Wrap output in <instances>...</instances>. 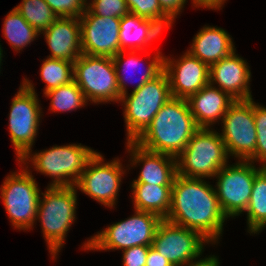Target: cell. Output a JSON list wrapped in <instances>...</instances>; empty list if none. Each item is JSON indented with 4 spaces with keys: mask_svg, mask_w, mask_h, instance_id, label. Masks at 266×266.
Wrapping results in <instances>:
<instances>
[{
    "mask_svg": "<svg viewBox=\"0 0 266 266\" xmlns=\"http://www.w3.org/2000/svg\"><path fill=\"white\" fill-rule=\"evenodd\" d=\"M226 218L212 186L201 178L176 175L165 220L195 230L209 242L218 239Z\"/></svg>",
    "mask_w": 266,
    "mask_h": 266,
    "instance_id": "obj_1",
    "label": "cell"
},
{
    "mask_svg": "<svg viewBox=\"0 0 266 266\" xmlns=\"http://www.w3.org/2000/svg\"><path fill=\"white\" fill-rule=\"evenodd\" d=\"M198 129L187 100L172 97L134 142L146 150L177 158Z\"/></svg>",
    "mask_w": 266,
    "mask_h": 266,
    "instance_id": "obj_2",
    "label": "cell"
},
{
    "mask_svg": "<svg viewBox=\"0 0 266 266\" xmlns=\"http://www.w3.org/2000/svg\"><path fill=\"white\" fill-rule=\"evenodd\" d=\"M177 157L178 175L204 178L216 176L227 164L228 152L220 134L199 128Z\"/></svg>",
    "mask_w": 266,
    "mask_h": 266,
    "instance_id": "obj_3",
    "label": "cell"
},
{
    "mask_svg": "<svg viewBox=\"0 0 266 266\" xmlns=\"http://www.w3.org/2000/svg\"><path fill=\"white\" fill-rule=\"evenodd\" d=\"M172 98L167 73L163 70L154 79L121 96L124 102V118L127 125L128 141H135L150 125L162 106Z\"/></svg>",
    "mask_w": 266,
    "mask_h": 266,
    "instance_id": "obj_4",
    "label": "cell"
},
{
    "mask_svg": "<svg viewBox=\"0 0 266 266\" xmlns=\"http://www.w3.org/2000/svg\"><path fill=\"white\" fill-rule=\"evenodd\" d=\"M74 186L49 187L39 198L37 217L41 220L43 235L53 258L62 247L64 238L75 220L76 192Z\"/></svg>",
    "mask_w": 266,
    "mask_h": 266,
    "instance_id": "obj_5",
    "label": "cell"
},
{
    "mask_svg": "<svg viewBox=\"0 0 266 266\" xmlns=\"http://www.w3.org/2000/svg\"><path fill=\"white\" fill-rule=\"evenodd\" d=\"M135 215L112 224L85 243L86 249H128L134 246H152L155 232L163 220L158 215L136 210Z\"/></svg>",
    "mask_w": 266,
    "mask_h": 266,
    "instance_id": "obj_6",
    "label": "cell"
},
{
    "mask_svg": "<svg viewBox=\"0 0 266 266\" xmlns=\"http://www.w3.org/2000/svg\"><path fill=\"white\" fill-rule=\"evenodd\" d=\"M74 81L92 102L120 101L113 59L81 54L74 62Z\"/></svg>",
    "mask_w": 266,
    "mask_h": 266,
    "instance_id": "obj_7",
    "label": "cell"
},
{
    "mask_svg": "<svg viewBox=\"0 0 266 266\" xmlns=\"http://www.w3.org/2000/svg\"><path fill=\"white\" fill-rule=\"evenodd\" d=\"M95 153L92 149L81 146V144L55 146L36 153L31 161L33 160V165L37 171L55 177L50 187H68L75 186Z\"/></svg>",
    "mask_w": 266,
    "mask_h": 266,
    "instance_id": "obj_8",
    "label": "cell"
},
{
    "mask_svg": "<svg viewBox=\"0 0 266 266\" xmlns=\"http://www.w3.org/2000/svg\"><path fill=\"white\" fill-rule=\"evenodd\" d=\"M19 89L12 100L9 131L18 159L24 163L30 157L28 155L37 135L41 110L32 83L24 79Z\"/></svg>",
    "mask_w": 266,
    "mask_h": 266,
    "instance_id": "obj_9",
    "label": "cell"
},
{
    "mask_svg": "<svg viewBox=\"0 0 266 266\" xmlns=\"http://www.w3.org/2000/svg\"><path fill=\"white\" fill-rule=\"evenodd\" d=\"M5 209L14 227L29 229L37 217L39 188L30 172L8 176L1 187Z\"/></svg>",
    "mask_w": 266,
    "mask_h": 266,
    "instance_id": "obj_10",
    "label": "cell"
},
{
    "mask_svg": "<svg viewBox=\"0 0 266 266\" xmlns=\"http://www.w3.org/2000/svg\"><path fill=\"white\" fill-rule=\"evenodd\" d=\"M253 99L236 100L223 116L220 136L228 154L249 161L255 154L257 131L253 115Z\"/></svg>",
    "mask_w": 266,
    "mask_h": 266,
    "instance_id": "obj_11",
    "label": "cell"
},
{
    "mask_svg": "<svg viewBox=\"0 0 266 266\" xmlns=\"http://www.w3.org/2000/svg\"><path fill=\"white\" fill-rule=\"evenodd\" d=\"M222 167L218 177L216 195L223 213L228 217L245 211L252 194L256 174L263 168H255L252 162L243 161L234 166Z\"/></svg>",
    "mask_w": 266,
    "mask_h": 266,
    "instance_id": "obj_12",
    "label": "cell"
},
{
    "mask_svg": "<svg viewBox=\"0 0 266 266\" xmlns=\"http://www.w3.org/2000/svg\"><path fill=\"white\" fill-rule=\"evenodd\" d=\"M203 241L208 242L199 232L163 219L155 232L152 247L173 266H182L189 265L202 253Z\"/></svg>",
    "mask_w": 266,
    "mask_h": 266,
    "instance_id": "obj_13",
    "label": "cell"
},
{
    "mask_svg": "<svg viewBox=\"0 0 266 266\" xmlns=\"http://www.w3.org/2000/svg\"><path fill=\"white\" fill-rule=\"evenodd\" d=\"M120 160L103 163L99 153L89 160L81 173L76 187L102 204L113 207L119 190L121 175L124 173Z\"/></svg>",
    "mask_w": 266,
    "mask_h": 266,
    "instance_id": "obj_14",
    "label": "cell"
},
{
    "mask_svg": "<svg viewBox=\"0 0 266 266\" xmlns=\"http://www.w3.org/2000/svg\"><path fill=\"white\" fill-rule=\"evenodd\" d=\"M79 20L82 54L113 58L119 53L121 18L100 17L86 8Z\"/></svg>",
    "mask_w": 266,
    "mask_h": 266,
    "instance_id": "obj_15",
    "label": "cell"
},
{
    "mask_svg": "<svg viewBox=\"0 0 266 266\" xmlns=\"http://www.w3.org/2000/svg\"><path fill=\"white\" fill-rule=\"evenodd\" d=\"M164 71L168 75L171 96L174 98L187 100L210 83V67L188 51L176 64L164 58Z\"/></svg>",
    "mask_w": 266,
    "mask_h": 266,
    "instance_id": "obj_16",
    "label": "cell"
},
{
    "mask_svg": "<svg viewBox=\"0 0 266 266\" xmlns=\"http://www.w3.org/2000/svg\"><path fill=\"white\" fill-rule=\"evenodd\" d=\"M250 76L247 63L233 51L210 66L209 81L217 82L220 90L235 100H249L252 99L248 86Z\"/></svg>",
    "mask_w": 266,
    "mask_h": 266,
    "instance_id": "obj_17",
    "label": "cell"
},
{
    "mask_svg": "<svg viewBox=\"0 0 266 266\" xmlns=\"http://www.w3.org/2000/svg\"><path fill=\"white\" fill-rule=\"evenodd\" d=\"M127 147L133 154V163L144 162L138 179L133 183L172 186L177 175L176 157L146 150L134 141H128Z\"/></svg>",
    "mask_w": 266,
    "mask_h": 266,
    "instance_id": "obj_18",
    "label": "cell"
},
{
    "mask_svg": "<svg viewBox=\"0 0 266 266\" xmlns=\"http://www.w3.org/2000/svg\"><path fill=\"white\" fill-rule=\"evenodd\" d=\"M79 18L58 17L44 30L45 39L52 52L49 58L74 63L82 54Z\"/></svg>",
    "mask_w": 266,
    "mask_h": 266,
    "instance_id": "obj_19",
    "label": "cell"
},
{
    "mask_svg": "<svg viewBox=\"0 0 266 266\" xmlns=\"http://www.w3.org/2000/svg\"><path fill=\"white\" fill-rule=\"evenodd\" d=\"M228 93L207 84L187 99L190 112L199 128H209L215 120L225 115L235 102Z\"/></svg>",
    "mask_w": 266,
    "mask_h": 266,
    "instance_id": "obj_20",
    "label": "cell"
},
{
    "mask_svg": "<svg viewBox=\"0 0 266 266\" xmlns=\"http://www.w3.org/2000/svg\"><path fill=\"white\" fill-rule=\"evenodd\" d=\"M231 40L230 35L221 28L204 27L194 37L188 52L210 67L235 51Z\"/></svg>",
    "mask_w": 266,
    "mask_h": 266,
    "instance_id": "obj_21",
    "label": "cell"
},
{
    "mask_svg": "<svg viewBox=\"0 0 266 266\" xmlns=\"http://www.w3.org/2000/svg\"><path fill=\"white\" fill-rule=\"evenodd\" d=\"M161 29L153 20L132 13L124 15L120 21L119 52H125L126 47L131 51L141 50L142 46L147 45V42L159 36Z\"/></svg>",
    "mask_w": 266,
    "mask_h": 266,
    "instance_id": "obj_22",
    "label": "cell"
},
{
    "mask_svg": "<svg viewBox=\"0 0 266 266\" xmlns=\"http://www.w3.org/2000/svg\"><path fill=\"white\" fill-rule=\"evenodd\" d=\"M132 187L135 210L150 212L166 219L171 204L172 186L133 183Z\"/></svg>",
    "mask_w": 266,
    "mask_h": 266,
    "instance_id": "obj_23",
    "label": "cell"
},
{
    "mask_svg": "<svg viewBox=\"0 0 266 266\" xmlns=\"http://www.w3.org/2000/svg\"><path fill=\"white\" fill-rule=\"evenodd\" d=\"M245 211L251 233L261 231L266 226V167H263L254 178L252 194Z\"/></svg>",
    "mask_w": 266,
    "mask_h": 266,
    "instance_id": "obj_24",
    "label": "cell"
},
{
    "mask_svg": "<svg viewBox=\"0 0 266 266\" xmlns=\"http://www.w3.org/2000/svg\"><path fill=\"white\" fill-rule=\"evenodd\" d=\"M135 53H136L135 51H131L129 53V55H130L129 58L127 59V61L125 63L122 62L123 61L122 59H123L124 51H120L118 54H116L112 58L113 59V63H114V67H115V70H116L118 88H119L121 96L126 95L127 91H126V87H125L126 85L124 84L125 83L124 82L125 78L120 75L119 71H120V68H121L122 64L124 66H126V68H125L126 70L129 67H136L139 64V59L137 57H135V55H134ZM163 70H164V56L162 57L161 55L158 54L150 62V64H148L146 72L143 74L142 78L140 79V81L137 84V86L133 89V91L139 89L140 87H142L146 82L154 79Z\"/></svg>",
    "mask_w": 266,
    "mask_h": 266,
    "instance_id": "obj_25",
    "label": "cell"
},
{
    "mask_svg": "<svg viewBox=\"0 0 266 266\" xmlns=\"http://www.w3.org/2000/svg\"><path fill=\"white\" fill-rule=\"evenodd\" d=\"M3 28L4 36L16 50L30 44L39 33L15 8L7 15Z\"/></svg>",
    "mask_w": 266,
    "mask_h": 266,
    "instance_id": "obj_26",
    "label": "cell"
},
{
    "mask_svg": "<svg viewBox=\"0 0 266 266\" xmlns=\"http://www.w3.org/2000/svg\"><path fill=\"white\" fill-rule=\"evenodd\" d=\"M15 9L39 33L58 18L44 0H23Z\"/></svg>",
    "mask_w": 266,
    "mask_h": 266,
    "instance_id": "obj_27",
    "label": "cell"
},
{
    "mask_svg": "<svg viewBox=\"0 0 266 266\" xmlns=\"http://www.w3.org/2000/svg\"><path fill=\"white\" fill-rule=\"evenodd\" d=\"M40 71L42 80L47 83L44 93L74 80V63L70 61L47 58Z\"/></svg>",
    "mask_w": 266,
    "mask_h": 266,
    "instance_id": "obj_28",
    "label": "cell"
},
{
    "mask_svg": "<svg viewBox=\"0 0 266 266\" xmlns=\"http://www.w3.org/2000/svg\"><path fill=\"white\" fill-rule=\"evenodd\" d=\"M51 97V108L56 111H70L83 106L87 101L83 91L73 80L71 83L61 85L44 93Z\"/></svg>",
    "mask_w": 266,
    "mask_h": 266,
    "instance_id": "obj_29",
    "label": "cell"
},
{
    "mask_svg": "<svg viewBox=\"0 0 266 266\" xmlns=\"http://www.w3.org/2000/svg\"><path fill=\"white\" fill-rule=\"evenodd\" d=\"M130 13L153 20L161 28L171 26L172 20L161 10L158 0H126Z\"/></svg>",
    "mask_w": 266,
    "mask_h": 266,
    "instance_id": "obj_30",
    "label": "cell"
},
{
    "mask_svg": "<svg viewBox=\"0 0 266 266\" xmlns=\"http://www.w3.org/2000/svg\"><path fill=\"white\" fill-rule=\"evenodd\" d=\"M253 115L257 131V142L254 156L249 160H261L266 167V108L253 102Z\"/></svg>",
    "mask_w": 266,
    "mask_h": 266,
    "instance_id": "obj_31",
    "label": "cell"
},
{
    "mask_svg": "<svg viewBox=\"0 0 266 266\" xmlns=\"http://www.w3.org/2000/svg\"><path fill=\"white\" fill-rule=\"evenodd\" d=\"M87 9L100 17L122 18L130 13L126 0H93Z\"/></svg>",
    "mask_w": 266,
    "mask_h": 266,
    "instance_id": "obj_32",
    "label": "cell"
},
{
    "mask_svg": "<svg viewBox=\"0 0 266 266\" xmlns=\"http://www.w3.org/2000/svg\"><path fill=\"white\" fill-rule=\"evenodd\" d=\"M57 17L80 18L85 12L87 0H44ZM86 4V5H85Z\"/></svg>",
    "mask_w": 266,
    "mask_h": 266,
    "instance_id": "obj_33",
    "label": "cell"
},
{
    "mask_svg": "<svg viewBox=\"0 0 266 266\" xmlns=\"http://www.w3.org/2000/svg\"><path fill=\"white\" fill-rule=\"evenodd\" d=\"M150 246H134L123 250L124 266H145Z\"/></svg>",
    "mask_w": 266,
    "mask_h": 266,
    "instance_id": "obj_34",
    "label": "cell"
},
{
    "mask_svg": "<svg viewBox=\"0 0 266 266\" xmlns=\"http://www.w3.org/2000/svg\"><path fill=\"white\" fill-rule=\"evenodd\" d=\"M161 10L173 21L186 0H158Z\"/></svg>",
    "mask_w": 266,
    "mask_h": 266,
    "instance_id": "obj_35",
    "label": "cell"
},
{
    "mask_svg": "<svg viewBox=\"0 0 266 266\" xmlns=\"http://www.w3.org/2000/svg\"><path fill=\"white\" fill-rule=\"evenodd\" d=\"M145 266H173L172 263L163 257L152 246L149 247Z\"/></svg>",
    "mask_w": 266,
    "mask_h": 266,
    "instance_id": "obj_36",
    "label": "cell"
},
{
    "mask_svg": "<svg viewBox=\"0 0 266 266\" xmlns=\"http://www.w3.org/2000/svg\"><path fill=\"white\" fill-rule=\"evenodd\" d=\"M225 0H193L195 6L207 7V8H220Z\"/></svg>",
    "mask_w": 266,
    "mask_h": 266,
    "instance_id": "obj_37",
    "label": "cell"
},
{
    "mask_svg": "<svg viewBox=\"0 0 266 266\" xmlns=\"http://www.w3.org/2000/svg\"><path fill=\"white\" fill-rule=\"evenodd\" d=\"M189 266H219L218 259L216 257H208L197 262H192Z\"/></svg>",
    "mask_w": 266,
    "mask_h": 266,
    "instance_id": "obj_38",
    "label": "cell"
},
{
    "mask_svg": "<svg viewBox=\"0 0 266 266\" xmlns=\"http://www.w3.org/2000/svg\"><path fill=\"white\" fill-rule=\"evenodd\" d=\"M1 57H2V49H1V47H0V64H1Z\"/></svg>",
    "mask_w": 266,
    "mask_h": 266,
    "instance_id": "obj_39",
    "label": "cell"
}]
</instances>
